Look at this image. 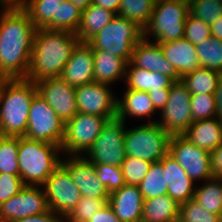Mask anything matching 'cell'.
Returning a JSON list of instances; mask_svg holds the SVG:
<instances>
[{"label": "cell", "mask_w": 222, "mask_h": 222, "mask_svg": "<svg viewBox=\"0 0 222 222\" xmlns=\"http://www.w3.org/2000/svg\"><path fill=\"white\" fill-rule=\"evenodd\" d=\"M82 9L72 1H63L58 5L57 30L76 33L81 22Z\"/></svg>", "instance_id": "8d00e7d4"}, {"label": "cell", "mask_w": 222, "mask_h": 222, "mask_svg": "<svg viewBox=\"0 0 222 222\" xmlns=\"http://www.w3.org/2000/svg\"><path fill=\"white\" fill-rule=\"evenodd\" d=\"M88 222H121L115 215L112 207L107 203L101 210L95 212Z\"/></svg>", "instance_id": "bcb514c9"}, {"label": "cell", "mask_w": 222, "mask_h": 222, "mask_svg": "<svg viewBox=\"0 0 222 222\" xmlns=\"http://www.w3.org/2000/svg\"><path fill=\"white\" fill-rule=\"evenodd\" d=\"M111 85L92 82L76 87V105L78 112L106 117L108 120L117 118V98Z\"/></svg>", "instance_id": "9a60e30c"}, {"label": "cell", "mask_w": 222, "mask_h": 222, "mask_svg": "<svg viewBox=\"0 0 222 222\" xmlns=\"http://www.w3.org/2000/svg\"><path fill=\"white\" fill-rule=\"evenodd\" d=\"M94 82L114 85L125 79L128 62L106 50H93Z\"/></svg>", "instance_id": "d4e9b609"}, {"label": "cell", "mask_w": 222, "mask_h": 222, "mask_svg": "<svg viewBox=\"0 0 222 222\" xmlns=\"http://www.w3.org/2000/svg\"><path fill=\"white\" fill-rule=\"evenodd\" d=\"M189 3L182 0H158L155 2L143 38L156 43L171 42L184 38L185 21Z\"/></svg>", "instance_id": "5b68a950"}, {"label": "cell", "mask_w": 222, "mask_h": 222, "mask_svg": "<svg viewBox=\"0 0 222 222\" xmlns=\"http://www.w3.org/2000/svg\"><path fill=\"white\" fill-rule=\"evenodd\" d=\"M63 0H29L24 10L34 26L57 30V10Z\"/></svg>", "instance_id": "f1b7e54d"}, {"label": "cell", "mask_w": 222, "mask_h": 222, "mask_svg": "<svg viewBox=\"0 0 222 222\" xmlns=\"http://www.w3.org/2000/svg\"><path fill=\"white\" fill-rule=\"evenodd\" d=\"M130 63L151 72H159L174 82L181 81L176 69L165 58L161 46L153 41L142 39L133 49Z\"/></svg>", "instance_id": "ac0fdd59"}, {"label": "cell", "mask_w": 222, "mask_h": 222, "mask_svg": "<svg viewBox=\"0 0 222 222\" xmlns=\"http://www.w3.org/2000/svg\"><path fill=\"white\" fill-rule=\"evenodd\" d=\"M177 222H222V217L204 209L192 198L179 205Z\"/></svg>", "instance_id": "d590c367"}, {"label": "cell", "mask_w": 222, "mask_h": 222, "mask_svg": "<svg viewBox=\"0 0 222 222\" xmlns=\"http://www.w3.org/2000/svg\"><path fill=\"white\" fill-rule=\"evenodd\" d=\"M221 75L217 71L199 67L194 72L182 77L181 81L191 95L214 94Z\"/></svg>", "instance_id": "f546056e"}, {"label": "cell", "mask_w": 222, "mask_h": 222, "mask_svg": "<svg viewBox=\"0 0 222 222\" xmlns=\"http://www.w3.org/2000/svg\"><path fill=\"white\" fill-rule=\"evenodd\" d=\"M138 186L144 200L167 194L168 184L160 161L152 163L148 173Z\"/></svg>", "instance_id": "1f68e13d"}, {"label": "cell", "mask_w": 222, "mask_h": 222, "mask_svg": "<svg viewBox=\"0 0 222 222\" xmlns=\"http://www.w3.org/2000/svg\"><path fill=\"white\" fill-rule=\"evenodd\" d=\"M61 78L73 87L94 82L93 49L87 42L80 41L76 45Z\"/></svg>", "instance_id": "d6986e66"}, {"label": "cell", "mask_w": 222, "mask_h": 222, "mask_svg": "<svg viewBox=\"0 0 222 222\" xmlns=\"http://www.w3.org/2000/svg\"><path fill=\"white\" fill-rule=\"evenodd\" d=\"M203 184L196 186L193 199L204 209L222 217V179L212 177Z\"/></svg>", "instance_id": "4dcf8cb0"}, {"label": "cell", "mask_w": 222, "mask_h": 222, "mask_svg": "<svg viewBox=\"0 0 222 222\" xmlns=\"http://www.w3.org/2000/svg\"><path fill=\"white\" fill-rule=\"evenodd\" d=\"M65 123L37 93L29 109L25 138L61 146Z\"/></svg>", "instance_id": "9c48e42d"}, {"label": "cell", "mask_w": 222, "mask_h": 222, "mask_svg": "<svg viewBox=\"0 0 222 222\" xmlns=\"http://www.w3.org/2000/svg\"><path fill=\"white\" fill-rule=\"evenodd\" d=\"M24 186L20 175L0 173V204L16 195Z\"/></svg>", "instance_id": "ee69618b"}, {"label": "cell", "mask_w": 222, "mask_h": 222, "mask_svg": "<svg viewBox=\"0 0 222 222\" xmlns=\"http://www.w3.org/2000/svg\"><path fill=\"white\" fill-rule=\"evenodd\" d=\"M19 137L4 136L0 141V173L19 175Z\"/></svg>", "instance_id": "e575fe53"}, {"label": "cell", "mask_w": 222, "mask_h": 222, "mask_svg": "<svg viewBox=\"0 0 222 222\" xmlns=\"http://www.w3.org/2000/svg\"><path fill=\"white\" fill-rule=\"evenodd\" d=\"M60 164L69 172L82 196L109 199L110 193L98 179L94 164L84 156L63 157Z\"/></svg>", "instance_id": "e0dca14e"}, {"label": "cell", "mask_w": 222, "mask_h": 222, "mask_svg": "<svg viewBox=\"0 0 222 222\" xmlns=\"http://www.w3.org/2000/svg\"><path fill=\"white\" fill-rule=\"evenodd\" d=\"M145 122L140 126L126 128L124 134L126 156L156 163L169 153L171 135L157 122Z\"/></svg>", "instance_id": "52a82bcc"}, {"label": "cell", "mask_w": 222, "mask_h": 222, "mask_svg": "<svg viewBox=\"0 0 222 222\" xmlns=\"http://www.w3.org/2000/svg\"><path fill=\"white\" fill-rule=\"evenodd\" d=\"M143 39V29L130 19L116 15L100 32L87 43L93 50H106L128 63L134 47Z\"/></svg>", "instance_id": "8992f818"}, {"label": "cell", "mask_w": 222, "mask_h": 222, "mask_svg": "<svg viewBox=\"0 0 222 222\" xmlns=\"http://www.w3.org/2000/svg\"><path fill=\"white\" fill-rule=\"evenodd\" d=\"M160 113L157 123L171 136L182 135L193 123L191 93L182 81L171 85L168 101Z\"/></svg>", "instance_id": "8fae6325"}, {"label": "cell", "mask_w": 222, "mask_h": 222, "mask_svg": "<svg viewBox=\"0 0 222 222\" xmlns=\"http://www.w3.org/2000/svg\"><path fill=\"white\" fill-rule=\"evenodd\" d=\"M59 222H73V221H71L68 217H66V216H61V219H60V221Z\"/></svg>", "instance_id": "9f6ffc18"}, {"label": "cell", "mask_w": 222, "mask_h": 222, "mask_svg": "<svg viewBox=\"0 0 222 222\" xmlns=\"http://www.w3.org/2000/svg\"><path fill=\"white\" fill-rule=\"evenodd\" d=\"M120 3L121 0H93L92 4L113 11L116 15H118Z\"/></svg>", "instance_id": "681fc988"}, {"label": "cell", "mask_w": 222, "mask_h": 222, "mask_svg": "<svg viewBox=\"0 0 222 222\" xmlns=\"http://www.w3.org/2000/svg\"><path fill=\"white\" fill-rule=\"evenodd\" d=\"M49 210L67 216L81 200V193L69 172L60 164L42 185Z\"/></svg>", "instance_id": "4fadbf2b"}, {"label": "cell", "mask_w": 222, "mask_h": 222, "mask_svg": "<svg viewBox=\"0 0 222 222\" xmlns=\"http://www.w3.org/2000/svg\"><path fill=\"white\" fill-rule=\"evenodd\" d=\"M209 37H211L210 25L189 12L185 21L184 38L196 46Z\"/></svg>", "instance_id": "7bdbcfd3"}, {"label": "cell", "mask_w": 222, "mask_h": 222, "mask_svg": "<svg viewBox=\"0 0 222 222\" xmlns=\"http://www.w3.org/2000/svg\"><path fill=\"white\" fill-rule=\"evenodd\" d=\"M4 133H3V131L0 129V141L4 138Z\"/></svg>", "instance_id": "6f0895ef"}, {"label": "cell", "mask_w": 222, "mask_h": 222, "mask_svg": "<svg viewBox=\"0 0 222 222\" xmlns=\"http://www.w3.org/2000/svg\"><path fill=\"white\" fill-rule=\"evenodd\" d=\"M169 154L194 182H204L212 178L210 152L197 147L183 135L171 136Z\"/></svg>", "instance_id": "7c38bea8"}, {"label": "cell", "mask_w": 222, "mask_h": 222, "mask_svg": "<svg viewBox=\"0 0 222 222\" xmlns=\"http://www.w3.org/2000/svg\"><path fill=\"white\" fill-rule=\"evenodd\" d=\"M191 114L193 122L216 117V100L214 94L191 95Z\"/></svg>", "instance_id": "60d3db41"}, {"label": "cell", "mask_w": 222, "mask_h": 222, "mask_svg": "<svg viewBox=\"0 0 222 222\" xmlns=\"http://www.w3.org/2000/svg\"><path fill=\"white\" fill-rule=\"evenodd\" d=\"M125 126V122L118 118L108 120L99 136L83 156L93 164L121 166L126 158Z\"/></svg>", "instance_id": "30bf717a"}, {"label": "cell", "mask_w": 222, "mask_h": 222, "mask_svg": "<svg viewBox=\"0 0 222 222\" xmlns=\"http://www.w3.org/2000/svg\"><path fill=\"white\" fill-rule=\"evenodd\" d=\"M182 135L197 147L211 152L222 144V121L217 117L194 121Z\"/></svg>", "instance_id": "cb8c5ba5"}, {"label": "cell", "mask_w": 222, "mask_h": 222, "mask_svg": "<svg viewBox=\"0 0 222 222\" xmlns=\"http://www.w3.org/2000/svg\"><path fill=\"white\" fill-rule=\"evenodd\" d=\"M7 80H8L7 78L0 77V101H1V96H2V92H3V87H4V84Z\"/></svg>", "instance_id": "11a10c76"}, {"label": "cell", "mask_w": 222, "mask_h": 222, "mask_svg": "<svg viewBox=\"0 0 222 222\" xmlns=\"http://www.w3.org/2000/svg\"><path fill=\"white\" fill-rule=\"evenodd\" d=\"M200 67H205L222 74V40L209 37L196 45Z\"/></svg>", "instance_id": "836d02e7"}, {"label": "cell", "mask_w": 222, "mask_h": 222, "mask_svg": "<svg viewBox=\"0 0 222 222\" xmlns=\"http://www.w3.org/2000/svg\"><path fill=\"white\" fill-rule=\"evenodd\" d=\"M37 91L65 123L77 113L76 87L70 86L61 77L46 78L35 82Z\"/></svg>", "instance_id": "2e32d148"}, {"label": "cell", "mask_w": 222, "mask_h": 222, "mask_svg": "<svg viewBox=\"0 0 222 222\" xmlns=\"http://www.w3.org/2000/svg\"><path fill=\"white\" fill-rule=\"evenodd\" d=\"M152 163L146 160L126 156L121 164L125 184L139 185L148 173Z\"/></svg>", "instance_id": "f35d334b"}, {"label": "cell", "mask_w": 222, "mask_h": 222, "mask_svg": "<svg viewBox=\"0 0 222 222\" xmlns=\"http://www.w3.org/2000/svg\"><path fill=\"white\" fill-rule=\"evenodd\" d=\"M36 30L24 9H0V77L27 78Z\"/></svg>", "instance_id": "6da1fadb"}, {"label": "cell", "mask_w": 222, "mask_h": 222, "mask_svg": "<svg viewBox=\"0 0 222 222\" xmlns=\"http://www.w3.org/2000/svg\"><path fill=\"white\" fill-rule=\"evenodd\" d=\"M29 0H0V9H24Z\"/></svg>", "instance_id": "816d5d0a"}, {"label": "cell", "mask_w": 222, "mask_h": 222, "mask_svg": "<svg viewBox=\"0 0 222 222\" xmlns=\"http://www.w3.org/2000/svg\"><path fill=\"white\" fill-rule=\"evenodd\" d=\"M160 162L163 165L167 187V194L178 205L192 199L195 193L196 183L186 174L179 163L168 153Z\"/></svg>", "instance_id": "44dd1931"}, {"label": "cell", "mask_w": 222, "mask_h": 222, "mask_svg": "<svg viewBox=\"0 0 222 222\" xmlns=\"http://www.w3.org/2000/svg\"><path fill=\"white\" fill-rule=\"evenodd\" d=\"M115 16L116 14L113 11L91 4L82 10L80 26L75 34L81 42H87Z\"/></svg>", "instance_id": "4316f807"}, {"label": "cell", "mask_w": 222, "mask_h": 222, "mask_svg": "<svg viewBox=\"0 0 222 222\" xmlns=\"http://www.w3.org/2000/svg\"><path fill=\"white\" fill-rule=\"evenodd\" d=\"M79 8L86 9L89 5L93 3V0H71Z\"/></svg>", "instance_id": "db71d44e"}, {"label": "cell", "mask_w": 222, "mask_h": 222, "mask_svg": "<svg viewBox=\"0 0 222 222\" xmlns=\"http://www.w3.org/2000/svg\"><path fill=\"white\" fill-rule=\"evenodd\" d=\"M80 42L75 33L39 28L33 39V48L27 80L37 82L61 77L65 64Z\"/></svg>", "instance_id": "7a4b0ae2"}, {"label": "cell", "mask_w": 222, "mask_h": 222, "mask_svg": "<svg viewBox=\"0 0 222 222\" xmlns=\"http://www.w3.org/2000/svg\"><path fill=\"white\" fill-rule=\"evenodd\" d=\"M61 147L19 137V175L24 185L42 186L60 165Z\"/></svg>", "instance_id": "277c9868"}, {"label": "cell", "mask_w": 222, "mask_h": 222, "mask_svg": "<svg viewBox=\"0 0 222 222\" xmlns=\"http://www.w3.org/2000/svg\"><path fill=\"white\" fill-rule=\"evenodd\" d=\"M97 177L111 194L125 185L121 166L94 164Z\"/></svg>", "instance_id": "b9f144b4"}, {"label": "cell", "mask_w": 222, "mask_h": 222, "mask_svg": "<svg viewBox=\"0 0 222 222\" xmlns=\"http://www.w3.org/2000/svg\"><path fill=\"white\" fill-rule=\"evenodd\" d=\"M189 12L211 25L222 16V1L193 0L189 3Z\"/></svg>", "instance_id": "74e56055"}, {"label": "cell", "mask_w": 222, "mask_h": 222, "mask_svg": "<svg viewBox=\"0 0 222 222\" xmlns=\"http://www.w3.org/2000/svg\"><path fill=\"white\" fill-rule=\"evenodd\" d=\"M214 96L216 100V117L222 121V75L220 76Z\"/></svg>", "instance_id": "f907efd6"}, {"label": "cell", "mask_w": 222, "mask_h": 222, "mask_svg": "<svg viewBox=\"0 0 222 222\" xmlns=\"http://www.w3.org/2000/svg\"><path fill=\"white\" fill-rule=\"evenodd\" d=\"M49 211L43 186L25 185L16 195L0 204V222H15Z\"/></svg>", "instance_id": "5bb4252c"}, {"label": "cell", "mask_w": 222, "mask_h": 222, "mask_svg": "<svg viewBox=\"0 0 222 222\" xmlns=\"http://www.w3.org/2000/svg\"><path fill=\"white\" fill-rule=\"evenodd\" d=\"M106 117L78 112L65 122L61 151L65 156H83L107 123Z\"/></svg>", "instance_id": "ba28073f"}, {"label": "cell", "mask_w": 222, "mask_h": 222, "mask_svg": "<svg viewBox=\"0 0 222 222\" xmlns=\"http://www.w3.org/2000/svg\"><path fill=\"white\" fill-rule=\"evenodd\" d=\"M158 44L181 78L200 67L196 46L185 38Z\"/></svg>", "instance_id": "7402d4cb"}, {"label": "cell", "mask_w": 222, "mask_h": 222, "mask_svg": "<svg viewBox=\"0 0 222 222\" xmlns=\"http://www.w3.org/2000/svg\"><path fill=\"white\" fill-rule=\"evenodd\" d=\"M154 0H121L118 15L130 19L144 29L154 10Z\"/></svg>", "instance_id": "d6a6232c"}, {"label": "cell", "mask_w": 222, "mask_h": 222, "mask_svg": "<svg viewBox=\"0 0 222 222\" xmlns=\"http://www.w3.org/2000/svg\"><path fill=\"white\" fill-rule=\"evenodd\" d=\"M182 1H185V2L190 3V2L193 1V0H182Z\"/></svg>", "instance_id": "680465c9"}, {"label": "cell", "mask_w": 222, "mask_h": 222, "mask_svg": "<svg viewBox=\"0 0 222 222\" xmlns=\"http://www.w3.org/2000/svg\"><path fill=\"white\" fill-rule=\"evenodd\" d=\"M37 93L33 81L8 79L5 82L0 101V129L5 136H25L30 104Z\"/></svg>", "instance_id": "3957f363"}, {"label": "cell", "mask_w": 222, "mask_h": 222, "mask_svg": "<svg viewBox=\"0 0 222 222\" xmlns=\"http://www.w3.org/2000/svg\"><path fill=\"white\" fill-rule=\"evenodd\" d=\"M108 203V199L89 198L82 196L79 203L66 216L73 222H88L95 212L101 210Z\"/></svg>", "instance_id": "ab89813d"}, {"label": "cell", "mask_w": 222, "mask_h": 222, "mask_svg": "<svg viewBox=\"0 0 222 222\" xmlns=\"http://www.w3.org/2000/svg\"><path fill=\"white\" fill-rule=\"evenodd\" d=\"M170 88H161V90H157L154 92H148L149 97L151 98L155 109L159 112L165 107L168 96H169Z\"/></svg>", "instance_id": "7dc6e473"}, {"label": "cell", "mask_w": 222, "mask_h": 222, "mask_svg": "<svg viewBox=\"0 0 222 222\" xmlns=\"http://www.w3.org/2000/svg\"><path fill=\"white\" fill-rule=\"evenodd\" d=\"M211 36L222 40V16L213 24L210 25Z\"/></svg>", "instance_id": "f5cc1de1"}, {"label": "cell", "mask_w": 222, "mask_h": 222, "mask_svg": "<svg viewBox=\"0 0 222 222\" xmlns=\"http://www.w3.org/2000/svg\"><path fill=\"white\" fill-rule=\"evenodd\" d=\"M212 177L222 179V144L210 152Z\"/></svg>", "instance_id": "f6af8a7d"}, {"label": "cell", "mask_w": 222, "mask_h": 222, "mask_svg": "<svg viewBox=\"0 0 222 222\" xmlns=\"http://www.w3.org/2000/svg\"><path fill=\"white\" fill-rule=\"evenodd\" d=\"M144 199L138 185L125 184L110 194L108 204L121 222H141Z\"/></svg>", "instance_id": "ffe728a7"}, {"label": "cell", "mask_w": 222, "mask_h": 222, "mask_svg": "<svg viewBox=\"0 0 222 222\" xmlns=\"http://www.w3.org/2000/svg\"><path fill=\"white\" fill-rule=\"evenodd\" d=\"M124 83L126 89L154 92L161 88H170L174 81L159 72H151L140 67L127 64Z\"/></svg>", "instance_id": "484cf974"}, {"label": "cell", "mask_w": 222, "mask_h": 222, "mask_svg": "<svg viewBox=\"0 0 222 222\" xmlns=\"http://www.w3.org/2000/svg\"><path fill=\"white\" fill-rule=\"evenodd\" d=\"M60 219L61 215L49 210L46 213L28 216L15 222H59Z\"/></svg>", "instance_id": "c3c4849f"}, {"label": "cell", "mask_w": 222, "mask_h": 222, "mask_svg": "<svg viewBox=\"0 0 222 222\" xmlns=\"http://www.w3.org/2000/svg\"><path fill=\"white\" fill-rule=\"evenodd\" d=\"M157 113L148 92L125 89L123 97L117 98V118L123 122L128 117L148 118L149 123L157 122L152 116ZM151 118V119H150ZM153 119V120H152Z\"/></svg>", "instance_id": "603a6c76"}, {"label": "cell", "mask_w": 222, "mask_h": 222, "mask_svg": "<svg viewBox=\"0 0 222 222\" xmlns=\"http://www.w3.org/2000/svg\"><path fill=\"white\" fill-rule=\"evenodd\" d=\"M179 205L168 194L144 200L141 222H177Z\"/></svg>", "instance_id": "83f0119b"}]
</instances>
